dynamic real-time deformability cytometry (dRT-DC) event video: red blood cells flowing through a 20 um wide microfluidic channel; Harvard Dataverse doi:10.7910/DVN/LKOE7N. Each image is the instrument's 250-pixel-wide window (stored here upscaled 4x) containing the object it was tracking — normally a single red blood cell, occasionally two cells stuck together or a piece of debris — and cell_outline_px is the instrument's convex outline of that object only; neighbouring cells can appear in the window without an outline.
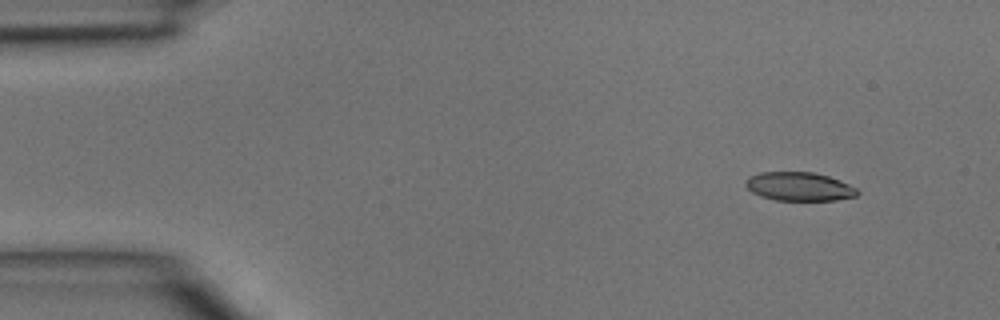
{"species": "common noctule bat (a hibernating species)", "species_latin": "Nyctalus noctula", "temperature_condition": "room temperature", "stored_images_in_passage": 5, "segment_of_instrument_passage": [2, 2], "camera_frame_rate_fps": 3000, "um_per_image_px": 0.085, "animal": {"sex": "male", "body_mass_g": 15.6}, "frame": {"image": 1, "passage_image": 5, "time_ms": 1.333, "image_size_px": [1000, 320], "cell_outline_px": [[860, 192], [856, 196], [836, 200], [776, 200], [760, 196], [752, 192], [744, 184], [748, 176], [760, 172], [816, 172], [840, 180], [856, 188]], "centroid_in_image_um": [67.92, 15.85], "position_along_channel_um": 17.1, "area_um2": 18.73}}